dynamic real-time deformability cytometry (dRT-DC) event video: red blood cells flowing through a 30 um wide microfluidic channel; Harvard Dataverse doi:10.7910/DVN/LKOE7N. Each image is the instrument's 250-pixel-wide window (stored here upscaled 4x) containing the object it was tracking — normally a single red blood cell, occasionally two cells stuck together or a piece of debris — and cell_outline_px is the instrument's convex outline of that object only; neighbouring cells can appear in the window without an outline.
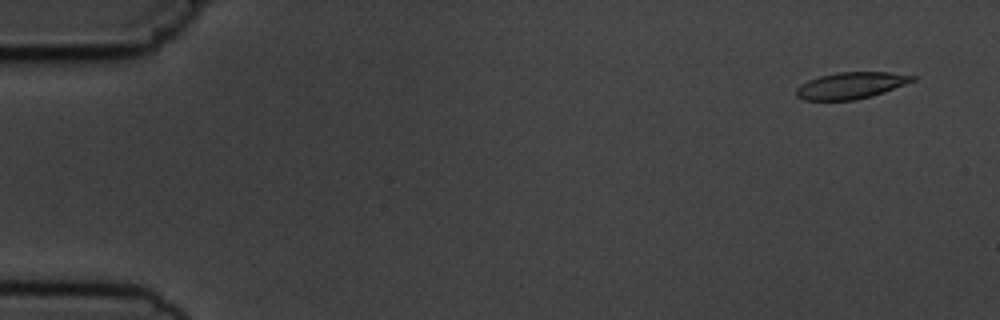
{"species": "common noctule bat (a hibernating species)", "species_latin": "Nyctalus noctula", "temperature_condition": "cold", "stored_images_in_passage": 5, "camera_frame_rate_fps": 3000, "um_per_image_px": 0.085, "animal": {"sex": "male", "body_mass_g": 19.5, "forearm_length_mm": 54.6}, "frame": {"image": 1, "passage_image": 1, "time_ms": 0.0, "image_size_px": [1000, 320], "cell_outline_px": [[916, 80], [884, 92], [872, 96], [856, 100], [804, 100], [796, 96], [796, 88], [800, 84], [808, 80], [820, 76], [836, 72], [888, 72], [916, 76]], "centroid_in_image_um": [72.31, 7.26], "position_along_channel_um": 12.7, "area_um2": 18.03}}
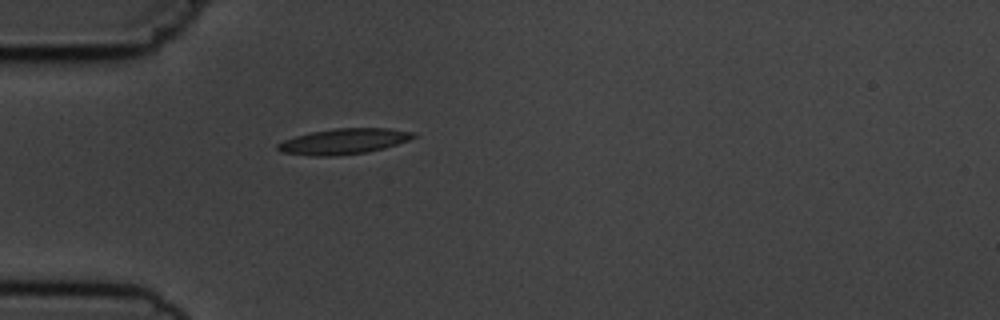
{"frame": {"image": 2, "passage_image": 5, "time_ms": 4.333, "image_size_px": [1000, 320], "cell_outline_px": [[416, 136], [408, 140], [384, 148], [364, 152], [336, 156], [312, 156], [280, 152], [276, 148], [276, 144], [284, 140], [296, 136], [312, 132], [336, 128], [388, 128], [416, 132]], "centroid_in_image_um": [29.2, 12.01], "position_along_channel_um": 55.8, "area_um2": 20.17}}